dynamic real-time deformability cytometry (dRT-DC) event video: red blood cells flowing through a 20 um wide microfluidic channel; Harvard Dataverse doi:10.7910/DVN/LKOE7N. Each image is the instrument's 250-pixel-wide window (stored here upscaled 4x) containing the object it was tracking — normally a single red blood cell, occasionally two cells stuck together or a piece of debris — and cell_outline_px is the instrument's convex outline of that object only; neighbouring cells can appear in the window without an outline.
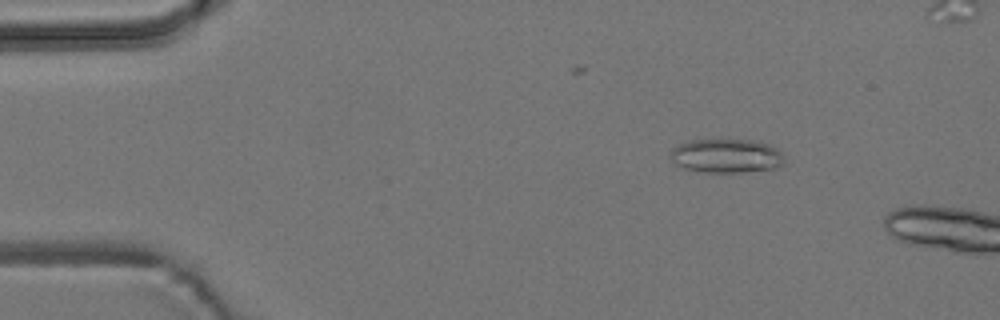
{"species": "common noctule bat (a hibernating species)", "species_latin": "Nyctalus noctula", "temperature_condition": "room temperature", "stored_images_in_passage": 11, "camera_frame_rate_fps": 3000, "um_per_image_px": 0.085, "animal": {"sex": "male", "body_mass_g": 19.2, "forearm_length_mm": 51.8}, "frame": {"image": 1, "passage_image": 8, "time_ms": 2.333, "image_size_px": [1000, 320], "cell_outline_px": [[784, 164], [772, 168], [744, 172], [704, 172], [684, 168], [676, 164], [672, 160], [672, 148], [688, 140], [752, 140], [768, 144], [776, 148], [784, 156]], "centroid_in_image_um": [61.75, 13.25], "position_along_channel_um": 23.2, "area_um2": 22.31}}